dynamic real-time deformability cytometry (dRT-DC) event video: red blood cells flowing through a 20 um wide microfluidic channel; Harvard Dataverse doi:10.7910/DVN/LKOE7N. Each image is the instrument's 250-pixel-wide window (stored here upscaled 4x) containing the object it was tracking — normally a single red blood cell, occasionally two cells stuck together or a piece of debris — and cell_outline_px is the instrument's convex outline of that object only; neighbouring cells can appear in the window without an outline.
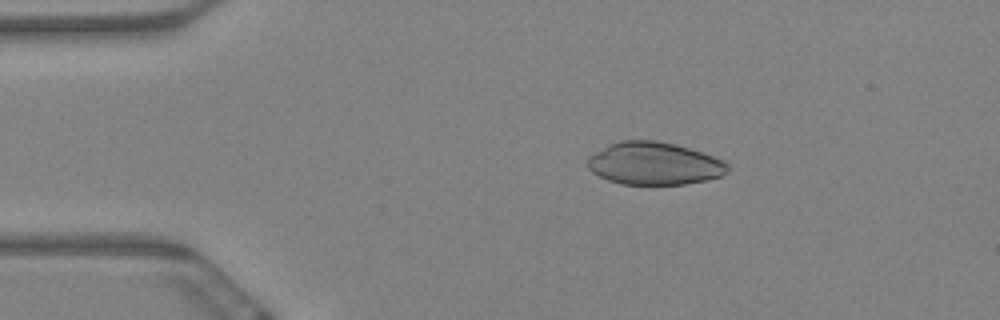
{"species": "Egyptian fruit bat (a non-hibernating species)", "species_latin": "Rousettus aegyptiacus", "temperature_condition": "warm", "stored_images_in_passage": 5, "camera_frame_rate_fps": 3000, "um_per_image_px": 0.085, "animal": {"sex": "female"}, "frame": {"image": 1, "passage_image": 3, "time_ms": 0.667, "image_size_px": [1000, 320], "cell_outline_px": [[728, 172], [720, 176], [708, 180], [684, 184], [656, 188], [652, 188], [620, 184], [608, 180], [592, 172], [588, 168], [588, 156], [608, 144], [620, 140], [656, 140], [676, 144], [724, 160], [728, 164]], "centroid_in_image_um": [55.59, 13.94], "position_along_channel_um": 29.4, "area_um2": 35.84}}